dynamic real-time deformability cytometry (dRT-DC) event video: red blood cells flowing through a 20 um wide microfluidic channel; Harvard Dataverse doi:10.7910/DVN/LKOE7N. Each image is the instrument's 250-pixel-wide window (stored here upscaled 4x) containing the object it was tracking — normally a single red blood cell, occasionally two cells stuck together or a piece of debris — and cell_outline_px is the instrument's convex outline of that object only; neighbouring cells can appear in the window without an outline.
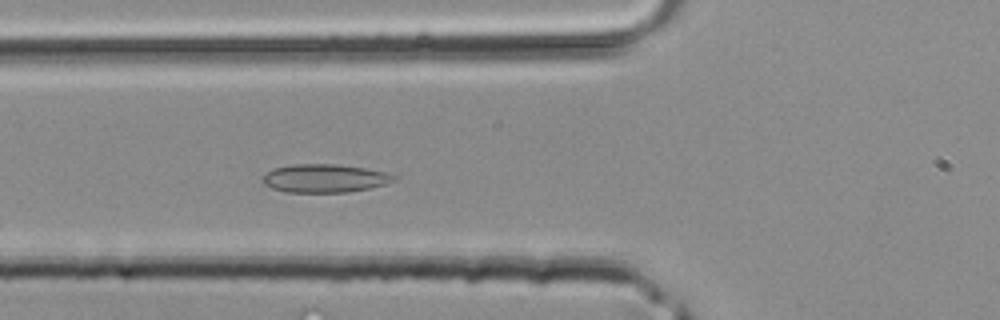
{"species": "common noctule bat (a hibernating species)", "species_latin": "Nyctalus noctula", "temperature_condition": "room temperature", "stored_images_in_passage": 37, "camera_frame_rate_fps": 3000, "um_per_image_px": 0.085, "animal": {"sex": "male", "body_mass_g": 20.4}, "frame": {"image": 1, "passage_image": 12, "time_ms": 3.667, "image_size_px": [1000, 320], "cell_outline_px": [[396, 180], [384, 184], [368, 188], [348, 192], [284, 192], [272, 188], [264, 184], [264, 176], [272, 168], [292, 164], [336, 164], [364, 168], [384, 172], [396, 176]], "centroid_in_image_um": [27.57, 15.15], "position_along_channel_um": 98.2, "area_um2": 21.44}}
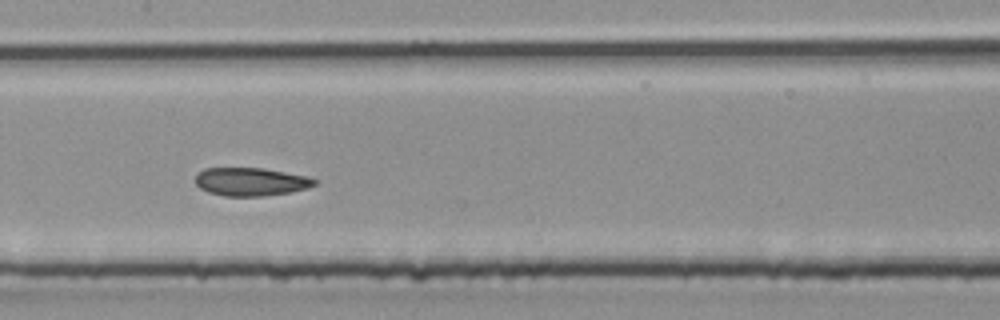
{"frame": {"image": 2, "passage_image": 17, "time_ms": 5.333, "image_size_px": [1000, 320], "cell_outline_px": [[316, 184], [308, 188], [292, 192], [264, 196], [224, 196], [208, 192], [200, 188], [196, 184], [196, 172], [204, 168], [264, 168], [308, 176], [316, 180]], "centroid_in_image_um": [21.32, 15.44], "position_along_channel_um": 186.1, "area_um2": 19.77}}
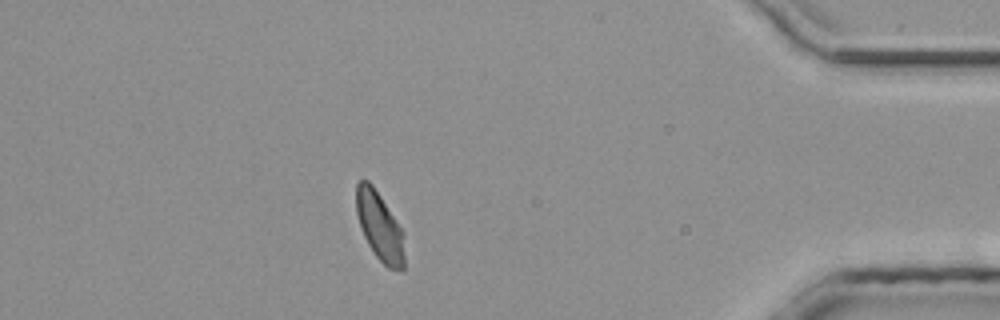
{"frame": {"image": 3, "passage_image": 32, "time_ms": 10.333, "image_size_px": [1000, 320], "cell_outline_px": [[404, 268], [388, 268], [376, 256], [368, 244], [364, 236], [356, 212], [356, 184], [360, 180], [368, 180], [372, 184], [404, 232]], "centroid_in_image_um": [32.27, 19.22], "position_along_channel_um": 402.9, "area_um2": 19.02}}